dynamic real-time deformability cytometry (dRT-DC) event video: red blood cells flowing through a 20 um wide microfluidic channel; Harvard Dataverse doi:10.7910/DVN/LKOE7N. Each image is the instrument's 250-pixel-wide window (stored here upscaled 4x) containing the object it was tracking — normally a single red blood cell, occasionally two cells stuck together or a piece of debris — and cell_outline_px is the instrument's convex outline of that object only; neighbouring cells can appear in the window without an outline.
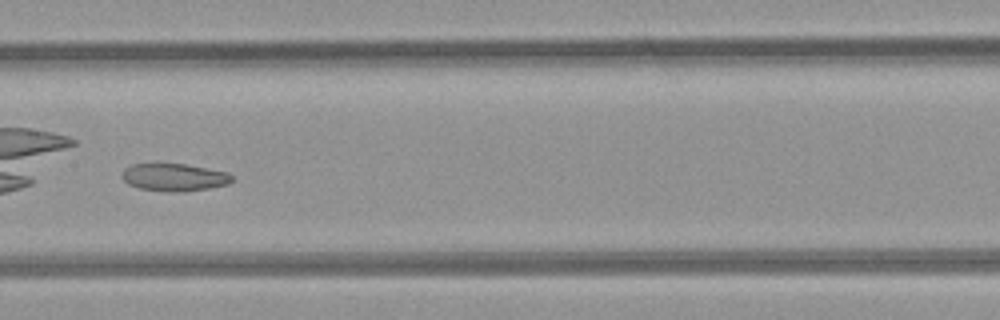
{"species": "common noctule bat (a hibernating species)", "species_latin": "Nyctalus noctula", "temperature_condition": "room temperature", "stored_images_in_passage": 42, "camera_frame_rate_fps": 3000, "um_per_image_px": 0.085, "animal": {"sex": "female", "body_mass_g": 21.9}, "frame": {"image": 1, "passage_image": 24, "time_ms": 7.667, "image_size_px": [1000, 320], "cell_outline_px": [[232, 180], [228, 184], [208, 188], [184, 192], [168, 192], [140, 188], [128, 184], [120, 176], [124, 168], [132, 164], [184, 164], [228, 172], [232, 176]], "centroid_in_image_um": [14.78, 15.07], "position_along_channel_um": 192.6, "area_um2": 17.63}}
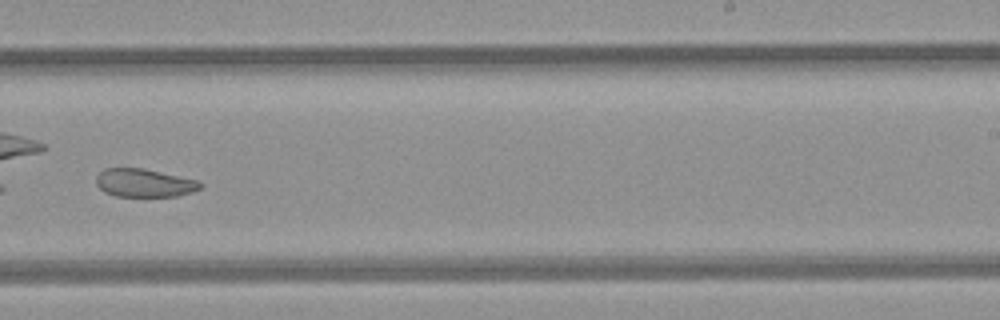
{"frame": {"image": 2, "passage_image": 30, "time_ms": 9.667, "image_size_px": [1000, 320], "cell_outline_px": [[204, 184], [200, 188], [192, 192], [176, 196], [116, 196], [104, 192], [96, 184], [96, 176], [104, 168], [144, 168], [200, 180]], "centroid_in_image_um": [12.29, 15.54], "position_along_channel_um": 276.7, "area_um2": 17.28}}